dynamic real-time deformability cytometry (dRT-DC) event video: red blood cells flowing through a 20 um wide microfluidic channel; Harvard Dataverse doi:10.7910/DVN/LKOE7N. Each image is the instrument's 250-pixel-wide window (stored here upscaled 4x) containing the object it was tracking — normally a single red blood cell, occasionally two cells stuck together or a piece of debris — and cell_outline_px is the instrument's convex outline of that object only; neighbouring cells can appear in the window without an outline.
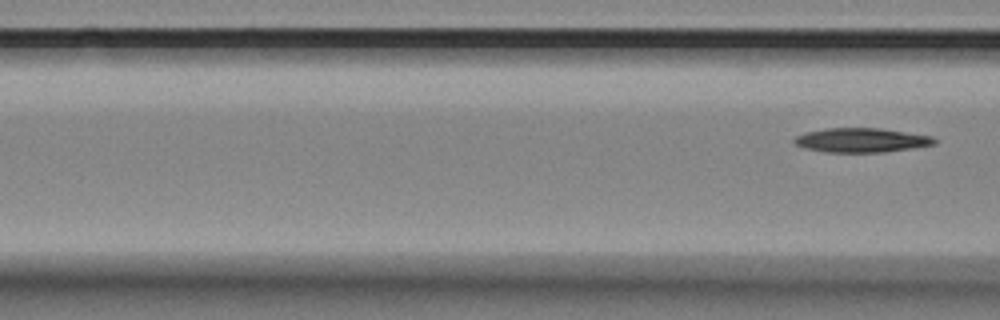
{"species": "Egyptian fruit bat (a non-hibernating species)", "species_latin": "Rousettus aegyptiacus", "temperature_condition": "room temperature", "stored_images_in_passage": 7, "camera_frame_rate_fps": 3000, "um_per_image_px": 0.085, "animal": {"sex": "female"}, "frame": {"image": 1, "passage_image": 7, "time_ms": 2.0, "image_size_px": [1000, 320], "cell_outline_px": [[936, 144], [912, 148], [884, 152], [824, 152], [804, 148], [796, 144], [792, 140], [796, 136], [804, 132], [824, 128], [880, 128], [932, 136], [936, 140]], "centroid_in_image_um": [73.18, 11.91], "position_along_channel_um": 93.4, "area_um2": 19.88}}